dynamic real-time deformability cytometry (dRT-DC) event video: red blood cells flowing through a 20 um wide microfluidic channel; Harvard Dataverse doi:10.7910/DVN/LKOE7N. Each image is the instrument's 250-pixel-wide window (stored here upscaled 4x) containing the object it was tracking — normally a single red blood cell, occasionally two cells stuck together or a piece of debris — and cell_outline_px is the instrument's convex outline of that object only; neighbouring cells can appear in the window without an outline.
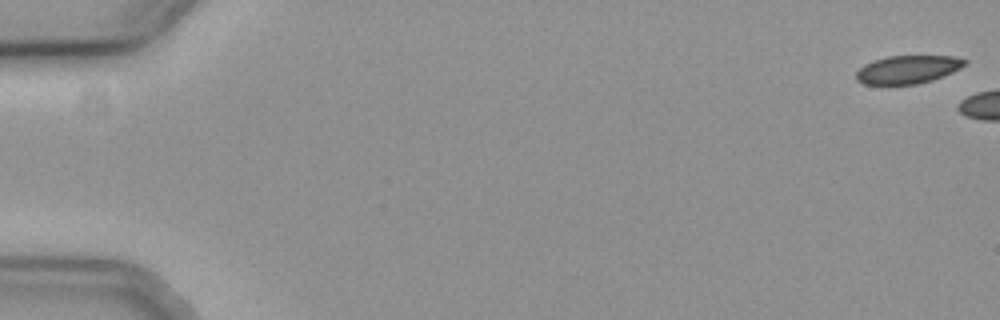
{"species": "common noctule bat (a hibernating species)", "species_latin": "Nyctalus noctula", "temperature_condition": "cold", "stored_images_in_passage": 5, "camera_frame_rate_fps": 3000, "um_per_image_px": 0.085, "animal": {"sex": "female", "body_mass_g": 19.3, "forearm_length_mm": 54.1}, "frame": {"image": 1, "passage_image": 1, "time_ms": 0.0, "image_size_px": [1000, 320], "cell_outline_px": [[968, 60], [960, 68], [944, 76], [932, 80], [916, 84], [864, 84], [856, 80], [856, 72], [864, 64], [888, 56], [952, 56]], "centroid_in_image_um": [77.15, 5.91], "position_along_channel_um": 7.8, "area_um2": 17.63}}